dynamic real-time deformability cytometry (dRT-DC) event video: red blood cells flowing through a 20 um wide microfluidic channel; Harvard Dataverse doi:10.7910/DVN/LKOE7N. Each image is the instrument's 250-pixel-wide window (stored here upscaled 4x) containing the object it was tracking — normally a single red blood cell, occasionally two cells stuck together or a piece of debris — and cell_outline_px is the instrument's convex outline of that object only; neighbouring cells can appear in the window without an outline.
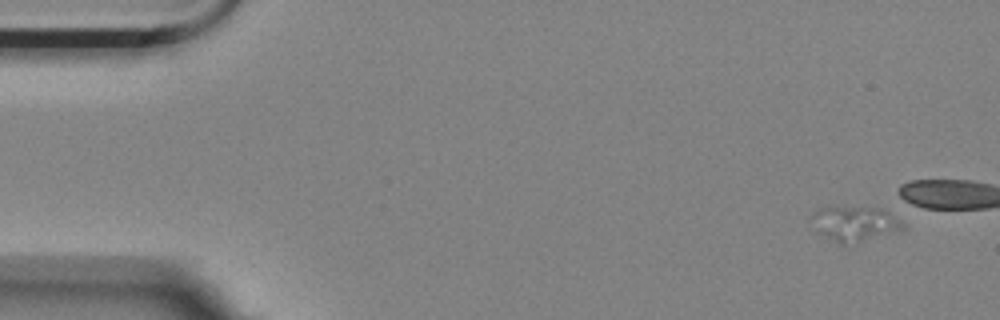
{"species": "Egyptian fruit bat (a non-hibernating species)", "species_latin": "Rousettus aegyptiacus", "temperature_condition": "room temperature", "stored_images_in_passage": 6, "camera_frame_rate_fps": 3000, "um_per_image_px": 0.085, "animal": {"sex": "female"}, "frame": {"image": 1, "passage_image": 1, "time_ms": 0.0, "image_size_px": [1000, 320], "cell_outline_px": [[908, 228], [856, 244], [840, 244], [816, 232], [808, 216], [824, 208], [880, 208], [888, 212], [904, 224]], "centroid_in_image_um": [72.64, 19.06], "position_along_channel_um": 12.4, "area_um2": 18.55}}